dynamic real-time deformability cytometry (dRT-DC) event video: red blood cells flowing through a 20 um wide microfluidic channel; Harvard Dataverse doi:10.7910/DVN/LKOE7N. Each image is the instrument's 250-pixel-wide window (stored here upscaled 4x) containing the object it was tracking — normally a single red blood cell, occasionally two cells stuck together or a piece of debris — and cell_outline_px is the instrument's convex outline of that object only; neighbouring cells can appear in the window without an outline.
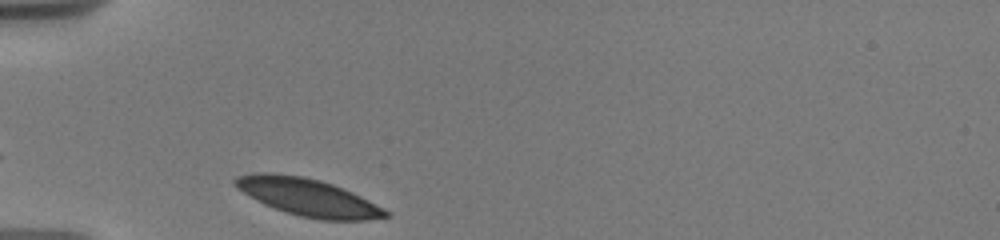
{"species": "human", "species_latin": "Homo sapiens", "temperature_condition": "warm", "stored_images_in_passage": 57, "camera_frame_rate_fps": 3000, "um_per_image_px": 0.085, "donor": {"sex": "male"}, "frame": {"image": 1, "passage_image": 1, "time_ms": 0.0, "image_size_px": [1000, 240], "cell_outline_px": [[392, 216], [368, 220], [320, 220], [300, 216], [284, 212], [264, 204], [256, 200], [236, 188], [232, 180], [236, 176], [256, 172], [272, 172], [304, 176], [320, 180], [344, 188], [384, 208]], "centroid_in_image_um": [26.15, 16.76], "position_along_channel_um": 58.8, "area_um2": 33.06}}
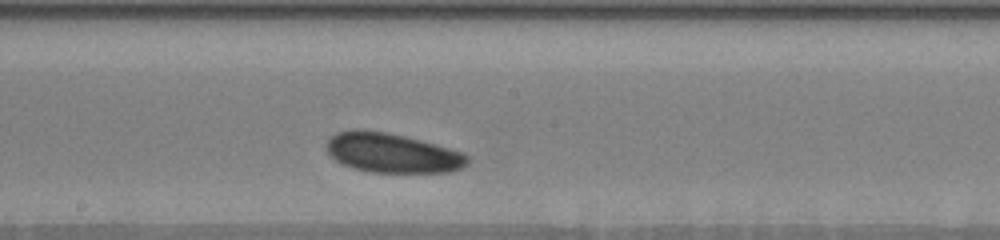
{"frame": {"image": 2, "passage_image": 25, "time_ms": 4.667, "image_size_px": [1000, 240], "cell_outline_px": [[468, 164], [460, 168], [448, 172], [368, 172], [352, 168], [340, 164], [328, 152], [328, 140], [336, 132], [352, 128], [364, 128], [388, 132], [420, 140], [464, 152], [468, 156]], "centroid_in_image_um": [33.31, 12.98], "position_along_channel_um": 214.9, "area_um2": 32.66}}
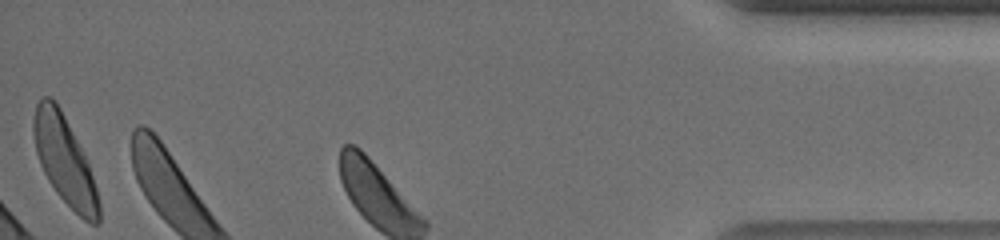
{"frame": {"image": 3, "passage_image": 57, "time_ms": 10.667, "image_size_px": [1000, 240], "cell_outline_px": [[100, 220], [96, 224], [92, 224], [84, 220], [56, 192], [48, 180], [40, 164], [36, 152], [32, 132], [32, 120], [36, 104], [40, 96], [52, 96], [56, 100], [88, 164], [96, 188], [100, 204]], "centroid_in_image_um": [5.45, 13.6], "position_along_channel_um": 429.8, "area_um2": 33.12}, "authors_computed_cell_mechanics": {"area_um2": 32.4258, "velocity_mm_per_s": 3.6036, "shape_relaxation_time_tau1_ms": 1.0215, "shape_relaxation_time_tau2_ms": null, "deformation_change_tau1": 0.055, "deformation_change_tau2": null}}